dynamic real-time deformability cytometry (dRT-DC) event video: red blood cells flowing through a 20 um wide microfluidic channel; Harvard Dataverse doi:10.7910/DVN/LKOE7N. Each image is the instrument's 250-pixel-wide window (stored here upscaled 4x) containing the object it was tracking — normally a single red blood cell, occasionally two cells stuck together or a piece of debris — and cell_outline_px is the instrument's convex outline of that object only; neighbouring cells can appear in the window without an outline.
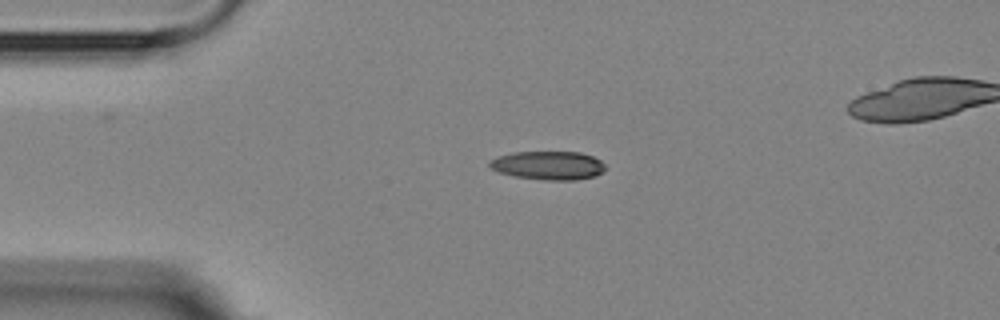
{"species": "Egyptian fruit bat (a non-hibernating species)", "species_latin": "Rousettus aegyptiacus", "temperature_condition": "room temperature", "stored_images_in_passage": 6, "camera_frame_rate_fps": 3000, "um_per_image_px": 0.085, "animal": {"sex": "female"}, "frame": {"image": 1, "passage_image": 3, "time_ms": 2.333, "image_size_px": [1000, 320], "cell_outline_px": [[608, 168], [604, 172], [596, 176], [576, 180], [548, 180], [512, 176], [500, 172], [492, 168], [488, 164], [488, 160], [496, 156], [512, 152], [580, 152], [592, 156], [600, 160]], "centroid_in_image_um": [46.62, 14.06], "position_along_channel_um": 38.4, "area_um2": 19.54}}
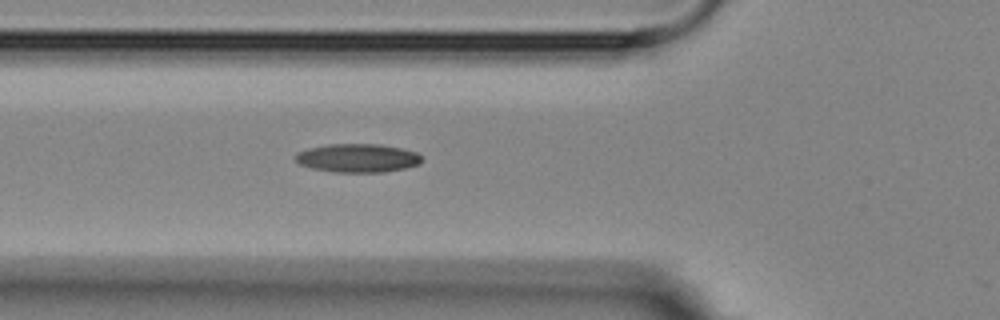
{"frame": {"image": 2, "passage_image": 5, "time_ms": 4.667, "image_size_px": [1000, 320], "cell_outline_px": [[420, 164], [404, 168], [384, 172], [336, 172], [312, 168], [300, 164], [296, 160], [296, 152], [308, 148], [328, 144], [380, 144], [400, 148], [416, 152], [420, 156]], "centroid_in_image_um": [30.38, 13.43], "position_along_channel_um": 95.4, "area_um2": 20.87}}